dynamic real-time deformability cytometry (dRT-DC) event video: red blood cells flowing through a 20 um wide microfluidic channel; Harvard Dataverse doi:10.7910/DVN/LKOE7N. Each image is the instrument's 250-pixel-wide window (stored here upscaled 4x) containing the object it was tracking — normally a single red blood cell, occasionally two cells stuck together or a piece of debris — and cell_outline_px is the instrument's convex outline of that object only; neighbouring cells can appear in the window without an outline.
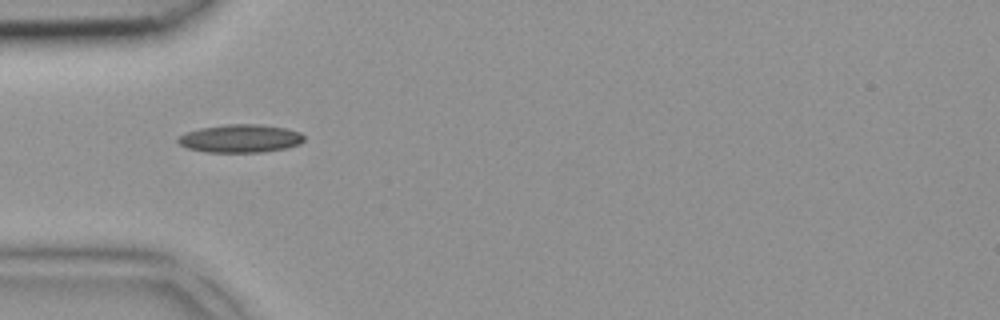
{"species": "common noctule bat (a hibernating species)", "species_latin": "Nyctalus noctula", "temperature_condition": "room temperature", "stored_images_in_passage": 4, "camera_frame_rate_fps": 3000, "um_per_image_px": 0.085, "animal": {"sex": "female", "body_mass_g": 18.4}, "frame": {"image": 1, "passage_image": 2, "time_ms": 0.333, "image_size_px": [1000, 320], "cell_outline_px": [[304, 140], [300, 144], [288, 148], [264, 152], [204, 152], [188, 148], [180, 144], [176, 140], [184, 132], [200, 128], [228, 124], [256, 124], [288, 128], [300, 132], [304, 136]], "centroid_in_image_um": [20.45, 11.77], "position_along_channel_um": 64.5, "area_um2": 20.81}}